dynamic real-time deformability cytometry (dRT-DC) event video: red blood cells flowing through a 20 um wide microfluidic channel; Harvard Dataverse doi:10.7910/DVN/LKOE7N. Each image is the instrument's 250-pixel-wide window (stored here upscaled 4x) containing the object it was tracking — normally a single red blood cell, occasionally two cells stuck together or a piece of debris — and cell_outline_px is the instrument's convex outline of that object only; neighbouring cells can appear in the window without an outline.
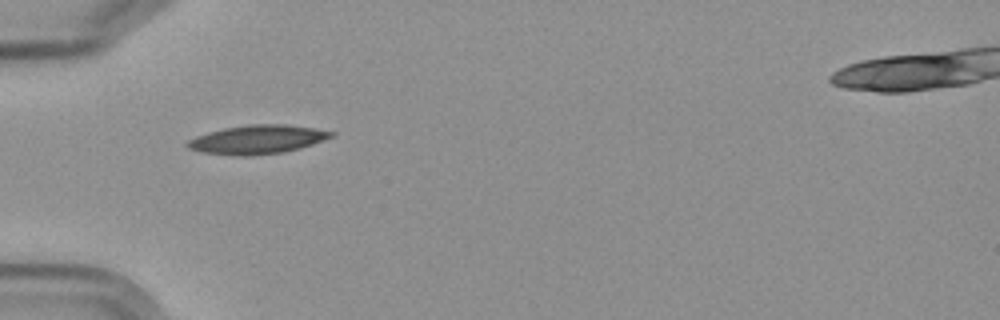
{"species": "Egyptian fruit bat (a non-hibernating species)", "species_latin": "Rousettus aegyptiacus", "temperature_condition": "cold", "stored_images_in_passage": 10, "camera_frame_rate_fps": 3000, "um_per_image_px": 0.085, "frame": {"image": 1, "passage_image": 5, "time_ms": 5.667, "image_size_px": [1000, 320], "cell_outline_px": [[336, 136], [300, 148], [284, 152], [252, 156], [232, 156], [200, 152], [188, 148], [184, 144], [188, 140], [196, 136], [208, 132], [224, 128], [248, 124], [288, 124], [316, 128], [336, 132]], "centroid_in_image_um": [21.88, 11.86], "position_along_channel_um": 63.1, "area_um2": 24.57}}
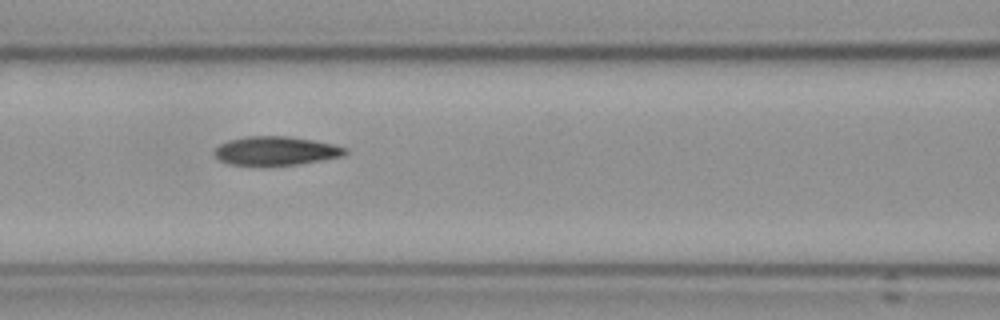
{"frame": {"image": 2, "passage_image": 7, "time_ms": 8.0, "image_size_px": [1000, 320], "cell_outline_px": [[348, 152], [344, 156], [296, 164], [232, 164], [220, 160], [212, 152], [220, 144], [228, 140], [244, 136], [288, 136], [312, 140], [332, 144], [348, 148]], "centroid_in_image_um": [23.46, 12.79], "position_along_channel_um": 143.1, "area_um2": 21.56}}
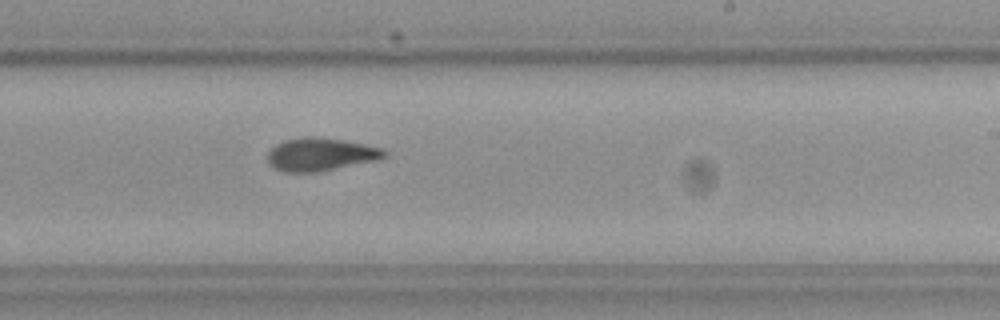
{"frame": {"image": 3, "passage_image": 10, "time_ms": 11.333, "image_size_px": [1000, 320], "cell_outline_px": [[388, 156], [376, 160], [312, 172], [284, 172], [276, 168], [268, 160], [268, 152], [276, 144], [284, 140], [308, 136], [312, 136], [344, 140], [384, 148], [388, 152]], "centroid_in_image_um": [27.28, 13.1], "position_along_channel_um": 261.7, "area_um2": 22.08}}